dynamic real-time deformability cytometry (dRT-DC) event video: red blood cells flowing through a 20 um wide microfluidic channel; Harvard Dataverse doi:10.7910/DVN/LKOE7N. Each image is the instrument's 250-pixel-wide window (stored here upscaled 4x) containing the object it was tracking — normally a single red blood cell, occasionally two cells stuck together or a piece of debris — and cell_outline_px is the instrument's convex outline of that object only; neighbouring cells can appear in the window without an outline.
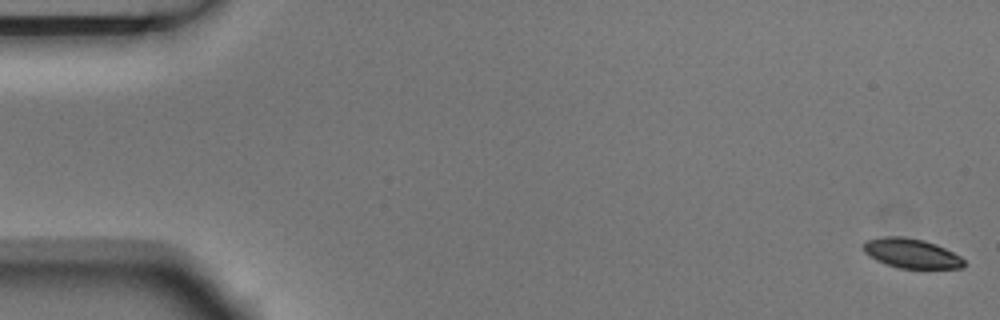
{"species": "Egyptian fruit bat (a non-hibernating species)", "species_latin": "Rousettus aegyptiacus", "temperature_condition": "room temperature", "stored_images_in_passage": 6, "camera_frame_rate_fps": 3000, "um_per_image_px": 0.085, "animal": {"sex": "male"}, "frame": {"image": 1, "passage_image": 1, "time_ms": 0.0, "image_size_px": [1000, 320], "cell_outline_px": [[964, 268], [900, 268], [884, 264], [868, 256], [864, 252], [864, 244], [868, 240], [884, 236], [904, 236], [924, 240], [936, 244], [960, 256], [964, 260]], "centroid_in_image_um": [77.46, 21.53], "position_along_channel_um": 7.5, "area_um2": 17.28}}
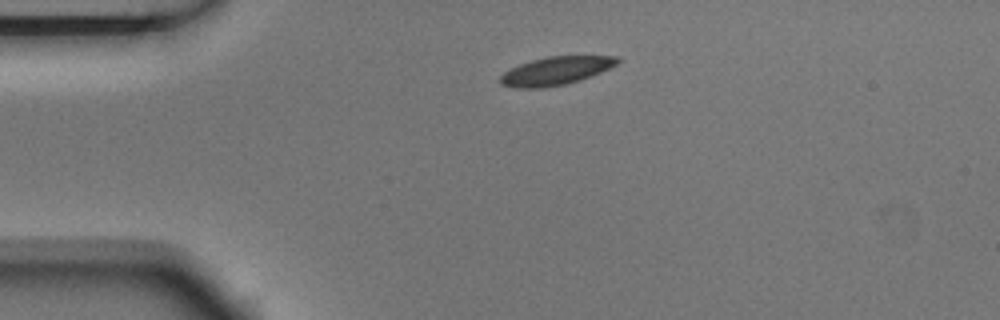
{"frame": {"image": 2, "passage_image": 6, "time_ms": 1.667, "image_size_px": [1000, 320], "cell_outline_px": [[620, 60], [616, 64], [600, 72], [580, 80], [564, 84], [544, 88], [516, 88], [500, 84], [496, 80], [504, 72], [520, 64], [532, 60], [548, 56], [620, 56]], "centroid_in_image_um": [47.2, 6.03], "position_along_channel_um": 37.8, "area_um2": 19.19}}